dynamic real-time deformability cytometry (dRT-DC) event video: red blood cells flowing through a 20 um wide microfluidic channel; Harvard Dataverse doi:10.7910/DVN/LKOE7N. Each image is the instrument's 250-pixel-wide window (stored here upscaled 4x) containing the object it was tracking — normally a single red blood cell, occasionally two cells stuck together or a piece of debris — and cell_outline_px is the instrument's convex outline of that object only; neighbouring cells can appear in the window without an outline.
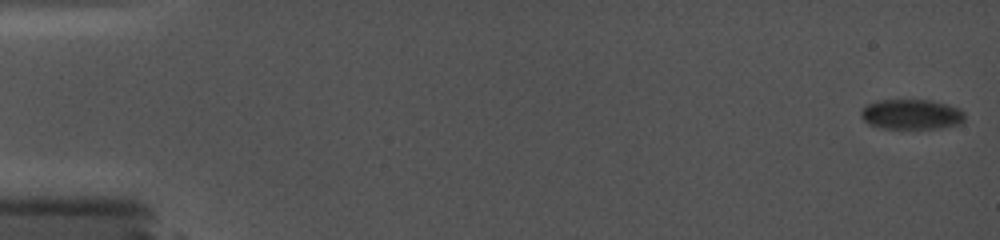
{"species": "common noctule bat (a hibernating species)", "species_latin": "Nyctalus noctula", "temperature_condition": "cold", "stored_images_in_passage": 35, "camera_frame_rate_fps": 5000, "um_per_image_px": 0.085, "animal": {"sex": "female", "body_mass_g": 19.0, "forearm_length_mm": 56.7}, "frame": {"image": 1, "passage_image": 1, "time_ms": 0.0, "image_size_px": [1000, 240], "cell_outline_px": [[964, 120], [960, 124], [936, 128], [884, 128], [868, 124], [860, 116], [860, 112], [868, 104], [880, 100], [932, 100], [948, 104], [960, 108], [964, 112]], "centroid_in_image_um": [77.49, 9.71], "position_along_channel_um": 7.5, "area_um2": 18.15}}
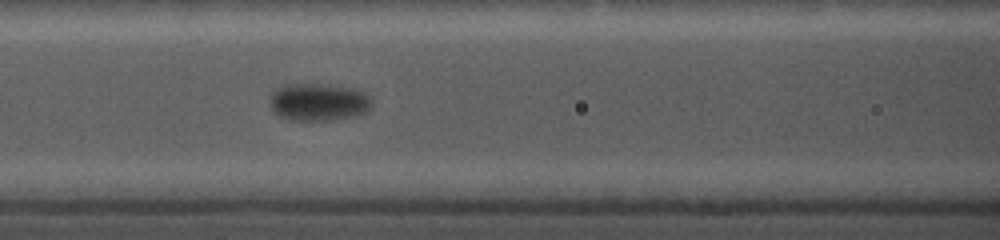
{"frame": {"image": 2, "passage_image": 21, "time_ms": 8.4, "image_size_px": [1000, 240], "cell_outline_px": [[372, 108], [368, 112], [356, 116], [332, 120], [288, 120], [272, 112], [272, 92], [276, 88], [284, 84], [328, 84], [356, 88], [372, 96]], "centroid_in_image_um": [27.15, 8.67], "position_along_channel_um": 139.5, "area_um2": 22.77}}
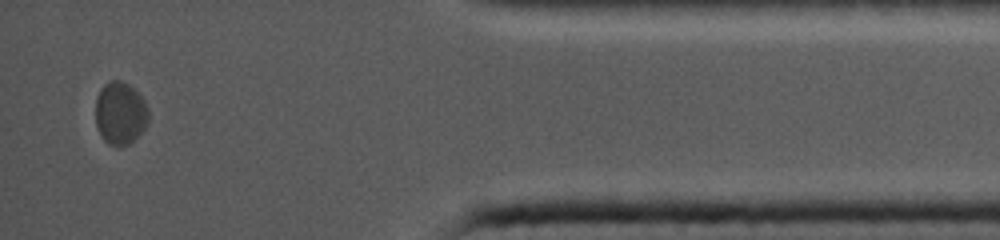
{"frame": {"image": 3, "passage_image": 35, "time_ms": 17.2, "image_size_px": [1000, 240], "cell_outline_px": [[148, 120], [144, 128], [128, 144], [108, 144], [104, 140], [96, 124], [96, 96], [100, 88], [108, 80], [120, 80], [128, 84], [144, 100], [148, 108]], "centroid_in_image_um": [10.2, 9.57], "position_along_channel_um": 425.0, "area_um2": 19.02}}